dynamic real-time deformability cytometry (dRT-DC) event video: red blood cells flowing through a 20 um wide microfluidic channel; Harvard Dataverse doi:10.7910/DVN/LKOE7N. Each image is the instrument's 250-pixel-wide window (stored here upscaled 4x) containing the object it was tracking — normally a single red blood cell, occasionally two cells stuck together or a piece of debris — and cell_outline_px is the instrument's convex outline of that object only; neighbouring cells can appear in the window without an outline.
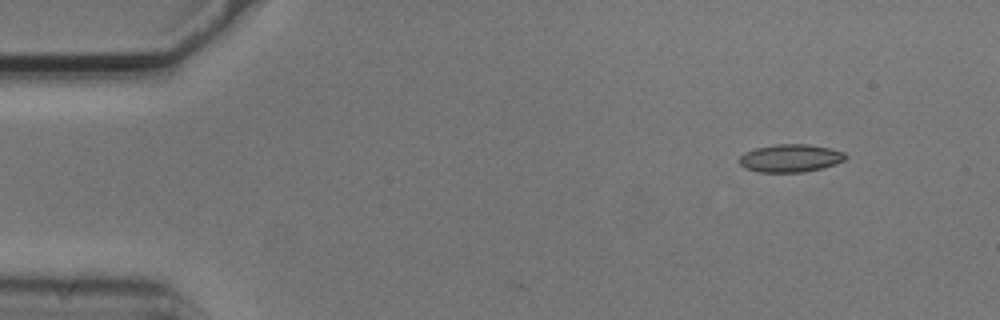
{"species": "common noctule bat (a hibernating species)", "species_latin": "Nyctalus noctula", "temperature_condition": "cold", "stored_images_in_passage": 5, "camera_frame_rate_fps": 3000, "um_per_image_px": 0.085, "animal": {"sex": "male", "body_mass_g": 20.5, "forearm_length_mm": 52.5}, "frame": {"image": 1, "passage_image": 2, "time_ms": 0.333, "image_size_px": [1000, 320], "cell_outline_px": [[848, 156], [844, 160], [836, 164], [824, 168], [804, 172], [760, 172], [744, 168], [736, 160], [744, 152], [756, 148], [776, 144], [808, 144], [832, 148], [844, 152]], "centroid_in_image_um": [67.19, 13.44], "position_along_channel_um": 17.8, "area_um2": 17.51}}
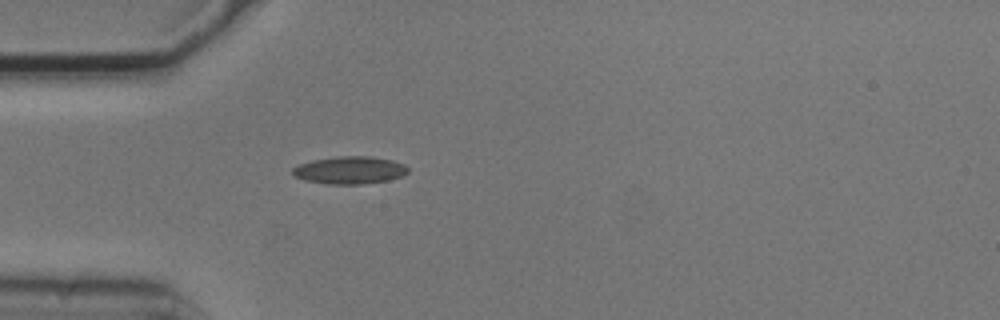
{"frame": {"image": 2, "passage_image": 5, "time_ms": 1.333, "image_size_px": [1000, 320], "cell_outline_px": [[408, 172], [404, 176], [388, 180], [364, 184], [328, 184], [304, 180], [296, 176], [292, 172], [292, 168], [300, 164], [312, 160], [340, 156], [372, 156], [392, 160], [404, 164], [408, 168]], "centroid_in_image_um": [29.76, 14.46], "position_along_channel_um": 55.2, "area_um2": 18.55}}